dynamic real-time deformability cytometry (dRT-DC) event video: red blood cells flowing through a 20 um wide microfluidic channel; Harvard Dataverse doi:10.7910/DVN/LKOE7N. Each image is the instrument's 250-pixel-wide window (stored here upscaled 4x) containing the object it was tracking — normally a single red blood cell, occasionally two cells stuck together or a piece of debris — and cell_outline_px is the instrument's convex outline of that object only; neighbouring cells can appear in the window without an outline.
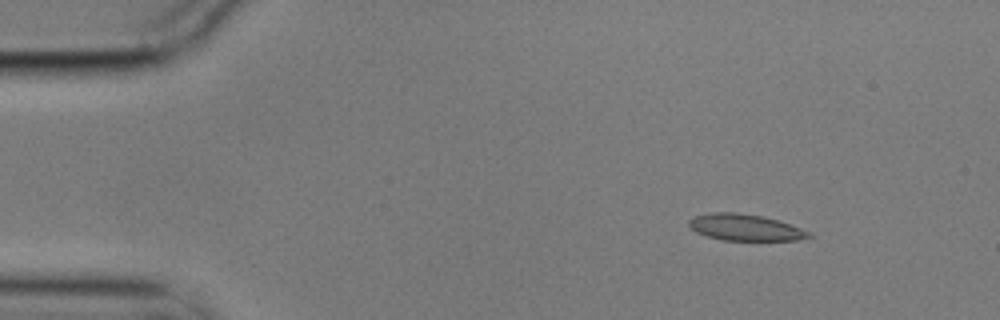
{"species": "common noctule bat (a hibernating species)", "species_latin": "Nyctalus noctula", "temperature_condition": "cold", "stored_images_in_passage": 6, "camera_frame_rate_fps": 3000, "um_per_image_px": 0.085, "animal": {"sex": "male", "body_mass_g": 17.9}, "frame": {"image": 1, "passage_image": 2, "time_ms": 0.333, "image_size_px": [1000, 320], "cell_outline_px": [[812, 236], [796, 240], [720, 240], [696, 232], [688, 224], [688, 220], [696, 216], [712, 212], [736, 212], [760, 216], [776, 220], [800, 228], [808, 232]], "centroid_in_image_um": [63.28, 19.33], "position_along_channel_um": 21.7, "area_um2": 18.09}}
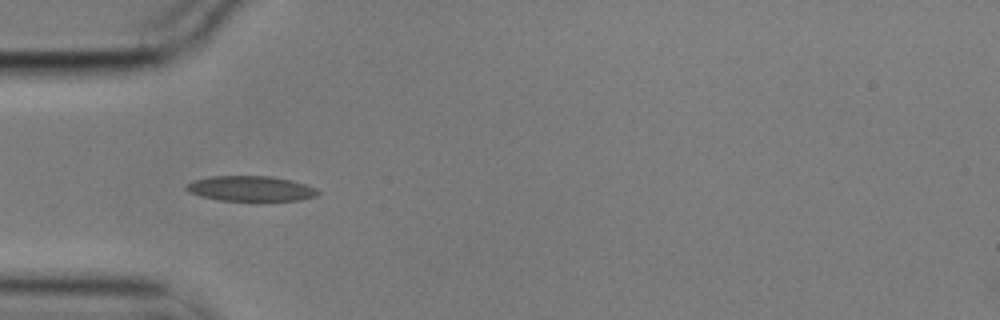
{"frame": {"image": 2, "passage_image": 5, "time_ms": 1.333, "image_size_px": [1000, 320], "cell_outline_px": [[320, 192], [316, 196], [300, 200], [220, 200], [200, 196], [188, 192], [184, 188], [188, 184], [196, 180], [212, 176], [272, 176], [292, 180], [316, 188]], "centroid_in_image_um": [21.32, 16.02], "position_along_channel_um": 63.7, "area_um2": 19.13}}
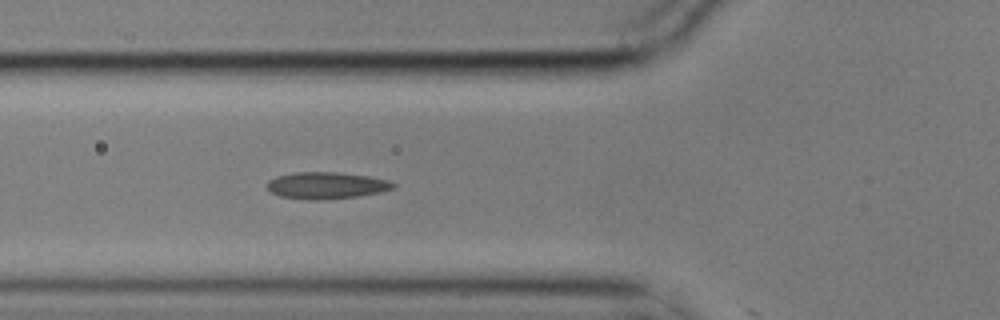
{"frame": {"image": 3, "passage_image": 6, "time_ms": 1.667, "image_size_px": [1000, 320], "cell_outline_px": [[396, 188], [380, 192], [356, 196], [308, 200], [280, 196], [272, 192], [268, 188], [268, 180], [276, 176], [296, 172], [336, 172], [368, 176], [388, 180], [396, 184]], "centroid_in_image_um": [27.75, 15.75], "position_along_channel_um": 98.0, "area_um2": 19.42}}